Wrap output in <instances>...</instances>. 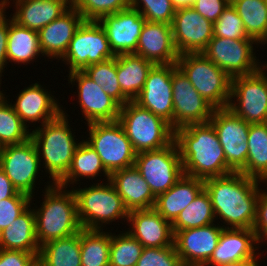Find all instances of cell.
Returning <instances> with one entry per match:
<instances>
[{"instance_id":"34","label":"cell","mask_w":267,"mask_h":266,"mask_svg":"<svg viewBox=\"0 0 267 266\" xmlns=\"http://www.w3.org/2000/svg\"><path fill=\"white\" fill-rule=\"evenodd\" d=\"M101 171L107 176V181L110 180V174L103 166L98 153L83 140L75 150L67 173L56 184L67 188L69 182H77L79 181L77 178L82 176L93 179Z\"/></svg>"},{"instance_id":"24","label":"cell","mask_w":267,"mask_h":266,"mask_svg":"<svg viewBox=\"0 0 267 266\" xmlns=\"http://www.w3.org/2000/svg\"><path fill=\"white\" fill-rule=\"evenodd\" d=\"M83 21L82 14L71 6L57 19L44 26L38 31L42 55L61 59L66 53L75 31Z\"/></svg>"},{"instance_id":"22","label":"cell","mask_w":267,"mask_h":266,"mask_svg":"<svg viewBox=\"0 0 267 266\" xmlns=\"http://www.w3.org/2000/svg\"><path fill=\"white\" fill-rule=\"evenodd\" d=\"M259 242L253 229L224 228L214 252L204 266L256 259L257 247L254 244Z\"/></svg>"},{"instance_id":"5","label":"cell","mask_w":267,"mask_h":266,"mask_svg":"<svg viewBox=\"0 0 267 266\" xmlns=\"http://www.w3.org/2000/svg\"><path fill=\"white\" fill-rule=\"evenodd\" d=\"M117 120L136 153L164 148L175 139V131L168 122L135 101L121 106Z\"/></svg>"},{"instance_id":"20","label":"cell","mask_w":267,"mask_h":266,"mask_svg":"<svg viewBox=\"0 0 267 266\" xmlns=\"http://www.w3.org/2000/svg\"><path fill=\"white\" fill-rule=\"evenodd\" d=\"M190 228L174 233V245L181 262L205 264L214 252L224 228L214 226Z\"/></svg>"},{"instance_id":"33","label":"cell","mask_w":267,"mask_h":266,"mask_svg":"<svg viewBox=\"0 0 267 266\" xmlns=\"http://www.w3.org/2000/svg\"><path fill=\"white\" fill-rule=\"evenodd\" d=\"M42 54L37 31L18 25L9 19L7 59L9 62L28 63Z\"/></svg>"},{"instance_id":"15","label":"cell","mask_w":267,"mask_h":266,"mask_svg":"<svg viewBox=\"0 0 267 266\" xmlns=\"http://www.w3.org/2000/svg\"><path fill=\"white\" fill-rule=\"evenodd\" d=\"M40 158L34 142L29 138L21 144L6 145L0 148V168L5 172L18 192L33 197Z\"/></svg>"},{"instance_id":"36","label":"cell","mask_w":267,"mask_h":266,"mask_svg":"<svg viewBox=\"0 0 267 266\" xmlns=\"http://www.w3.org/2000/svg\"><path fill=\"white\" fill-rule=\"evenodd\" d=\"M111 234L81 230V266H109Z\"/></svg>"},{"instance_id":"29","label":"cell","mask_w":267,"mask_h":266,"mask_svg":"<svg viewBox=\"0 0 267 266\" xmlns=\"http://www.w3.org/2000/svg\"><path fill=\"white\" fill-rule=\"evenodd\" d=\"M0 249L26 251L39 256L40 245L36 238L33 209L28 207L10 226L0 232Z\"/></svg>"},{"instance_id":"1","label":"cell","mask_w":267,"mask_h":266,"mask_svg":"<svg viewBox=\"0 0 267 266\" xmlns=\"http://www.w3.org/2000/svg\"><path fill=\"white\" fill-rule=\"evenodd\" d=\"M260 182L241 172L204 180V189L211 199L215 219L218 216L222 218L231 226L227 228L253 229Z\"/></svg>"},{"instance_id":"12","label":"cell","mask_w":267,"mask_h":266,"mask_svg":"<svg viewBox=\"0 0 267 266\" xmlns=\"http://www.w3.org/2000/svg\"><path fill=\"white\" fill-rule=\"evenodd\" d=\"M173 92V124L171 128H179L209 122L214 107L207 102L193 87L188 77L172 63Z\"/></svg>"},{"instance_id":"40","label":"cell","mask_w":267,"mask_h":266,"mask_svg":"<svg viewBox=\"0 0 267 266\" xmlns=\"http://www.w3.org/2000/svg\"><path fill=\"white\" fill-rule=\"evenodd\" d=\"M143 248L129 232L111 235L109 266H136Z\"/></svg>"},{"instance_id":"16","label":"cell","mask_w":267,"mask_h":266,"mask_svg":"<svg viewBox=\"0 0 267 266\" xmlns=\"http://www.w3.org/2000/svg\"><path fill=\"white\" fill-rule=\"evenodd\" d=\"M171 26L179 55L202 53L213 37V23L192 7L176 9Z\"/></svg>"},{"instance_id":"47","label":"cell","mask_w":267,"mask_h":266,"mask_svg":"<svg viewBox=\"0 0 267 266\" xmlns=\"http://www.w3.org/2000/svg\"><path fill=\"white\" fill-rule=\"evenodd\" d=\"M230 0H194L192 8L207 20L215 23Z\"/></svg>"},{"instance_id":"50","label":"cell","mask_w":267,"mask_h":266,"mask_svg":"<svg viewBox=\"0 0 267 266\" xmlns=\"http://www.w3.org/2000/svg\"><path fill=\"white\" fill-rule=\"evenodd\" d=\"M18 193L5 172L0 168V201L14 197Z\"/></svg>"},{"instance_id":"43","label":"cell","mask_w":267,"mask_h":266,"mask_svg":"<svg viewBox=\"0 0 267 266\" xmlns=\"http://www.w3.org/2000/svg\"><path fill=\"white\" fill-rule=\"evenodd\" d=\"M140 3H143L142 9ZM130 7L138 10L148 22L166 24H172L176 12L171 0H130Z\"/></svg>"},{"instance_id":"53","label":"cell","mask_w":267,"mask_h":266,"mask_svg":"<svg viewBox=\"0 0 267 266\" xmlns=\"http://www.w3.org/2000/svg\"><path fill=\"white\" fill-rule=\"evenodd\" d=\"M9 3H10L9 0H1V2H0V15L5 11V8L7 5H9Z\"/></svg>"},{"instance_id":"13","label":"cell","mask_w":267,"mask_h":266,"mask_svg":"<svg viewBox=\"0 0 267 266\" xmlns=\"http://www.w3.org/2000/svg\"><path fill=\"white\" fill-rule=\"evenodd\" d=\"M209 122L213 125L224 150L227 166L240 172L248 156V133L250 123L235 115L228 107L214 109Z\"/></svg>"},{"instance_id":"14","label":"cell","mask_w":267,"mask_h":266,"mask_svg":"<svg viewBox=\"0 0 267 266\" xmlns=\"http://www.w3.org/2000/svg\"><path fill=\"white\" fill-rule=\"evenodd\" d=\"M254 42L257 44L254 39L235 40L213 36L202 54L231 78L249 75L261 68L253 54Z\"/></svg>"},{"instance_id":"7","label":"cell","mask_w":267,"mask_h":266,"mask_svg":"<svg viewBox=\"0 0 267 266\" xmlns=\"http://www.w3.org/2000/svg\"><path fill=\"white\" fill-rule=\"evenodd\" d=\"M176 64L215 109L228 107L232 78L225 71L202 53L181 54Z\"/></svg>"},{"instance_id":"21","label":"cell","mask_w":267,"mask_h":266,"mask_svg":"<svg viewBox=\"0 0 267 266\" xmlns=\"http://www.w3.org/2000/svg\"><path fill=\"white\" fill-rule=\"evenodd\" d=\"M134 54L154 65L177 63L179 53L174 45L171 24L146 21Z\"/></svg>"},{"instance_id":"49","label":"cell","mask_w":267,"mask_h":266,"mask_svg":"<svg viewBox=\"0 0 267 266\" xmlns=\"http://www.w3.org/2000/svg\"><path fill=\"white\" fill-rule=\"evenodd\" d=\"M5 11L0 15V77L8 62L7 59V43L9 32V19H6ZM1 80V79H0ZM1 82V81H0Z\"/></svg>"},{"instance_id":"10","label":"cell","mask_w":267,"mask_h":266,"mask_svg":"<svg viewBox=\"0 0 267 266\" xmlns=\"http://www.w3.org/2000/svg\"><path fill=\"white\" fill-rule=\"evenodd\" d=\"M265 65H261L263 68L255 73L231 79L228 108L250 124L267 123V74L264 72L267 64ZM234 97L238 104L232 103Z\"/></svg>"},{"instance_id":"52","label":"cell","mask_w":267,"mask_h":266,"mask_svg":"<svg viewBox=\"0 0 267 266\" xmlns=\"http://www.w3.org/2000/svg\"><path fill=\"white\" fill-rule=\"evenodd\" d=\"M173 6L178 8L192 7L194 0H171Z\"/></svg>"},{"instance_id":"8","label":"cell","mask_w":267,"mask_h":266,"mask_svg":"<svg viewBox=\"0 0 267 266\" xmlns=\"http://www.w3.org/2000/svg\"><path fill=\"white\" fill-rule=\"evenodd\" d=\"M87 124L90 137L86 142L98 153L110 175L134 166L136 152L118 120Z\"/></svg>"},{"instance_id":"26","label":"cell","mask_w":267,"mask_h":266,"mask_svg":"<svg viewBox=\"0 0 267 266\" xmlns=\"http://www.w3.org/2000/svg\"><path fill=\"white\" fill-rule=\"evenodd\" d=\"M110 181L129 212L154 207L156 197L135 166L113 172Z\"/></svg>"},{"instance_id":"25","label":"cell","mask_w":267,"mask_h":266,"mask_svg":"<svg viewBox=\"0 0 267 266\" xmlns=\"http://www.w3.org/2000/svg\"><path fill=\"white\" fill-rule=\"evenodd\" d=\"M53 97L35 83L20 92L12 107L26 127V122H37L41 119L43 125L56 119L63 111Z\"/></svg>"},{"instance_id":"39","label":"cell","mask_w":267,"mask_h":266,"mask_svg":"<svg viewBox=\"0 0 267 266\" xmlns=\"http://www.w3.org/2000/svg\"><path fill=\"white\" fill-rule=\"evenodd\" d=\"M4 95L0 91V148L26 142L31 133L14 111L12 104L5 100Z\"/></svg>"},{"instance_id":"31","label":"cell","mask_w":267,"mask_h":266,"mask_svg":"<svg viewBox=\"0 0 267 266\" xmlns=\"http://www.w3.org/2000/svg\"><path fill=\"white\" fill-rule=\"evenodd\" d=\"M38 266H81V231L40 246Z\"/></svg>"},{"instance_id":"6","label":"cell","mask_w":267,"mask_h":266,"mask_svg":"<svg viewBox=\"0 0 267 266\" xmlns=\"http://www.w3.org/2000/svg\"><path fill=\"white\" fill-rule=\"evenodd\" d=\"M107 184L73 190L77 200L78 219L83 229L101 230L103 223L128 219L129 211L110 180ZM101 222V224H100Z\"/></svg>"},{"instance_id":"27","label":"cell","mask_w":267,"mask_h":266,"mask_svg":"<svg viewBox=\"0 0 267 266\" xmlns=\"http://www.w3.org/2000/svg\"><path fill=\"white\" fill-rule=\"evenodd\" d=\"M16 11L12 16L18 25L34 31L57 19L71 6V0H15Z\"/></svg>"},{"instance_id":"37","label":"cell","mask_w":267,"mask_h":266,"mask_svg":"<svg viewBox=\"0 0 267 266\" xmlns=\"http://www.w3.org/2000/svg\"><path fill=\"white\" fill-rule=\"evenodd\" d=\"M214 212L209 194L203 189L199 195L172 223V231L186 230L210 225L214 222Z\"/></svg>"},{"instance_id":"2","label":"cell","mask_w":267,"mask_h":266,"mask_svg":"<svg viewBox=\"0 0 267 266\" xmlns=\"http://www.w3.org/2000/svg\"><path fill=\"white\" fill-rule=\"evenodd\" d=\"M174 140L185 175L206 180L233 172L227 166L224 150L210 122L179 128Z\"/></svg>"},{"instance_id":"3","label":"cell","mask_w":267,"mask_h":266,"mask_svg":"<svg viewBox=\"0 0 267 266\" xmlns=\"http://www.w3.org/2000/svg\"><path fill=\"white\" fill-rule=\"evenodd\" d=\"M54 184L45 189V199L35 213L36 238L40 246L48 241L80 232L77 200L73 190ZM67 191V192H66Z\"/></svg>"},{"instance_id":"23","label":"cell","mask_w":267,"mask_h":266,"mask_svg":"<svg viewBox=\"0 0 267 266\" xmlns=\"http://www.w3.org/2000/svg\"><path fill=\"white\" fill-rule=\"evenodd\" d=\"M132 229L128 231L144 248L167 247L174 244L172 224L165 220L154 208L129 212L127 222Z\"/></svg>"},{"instance_id":"30","label":"cell","mask_w":267,"mask_h":266,"mask_svg":"<svg viewBox=\"0 0 267 266\" xmlns=\"http://www.w3.org/2000/svg\"><path fill=\"white\" fill-rule=\"evenodd\" d=\"M153 63L135 54L117 55V77L122 93L134 101L143 89Z\"/></svg>"},{"instance_id":"51","label":"cell","mask_w":267,"mask_h":266,"mask_svg":"<svg viewBox=\"0 0 267 266\" xmlns=\"http://www.w3.org/2000/svg\"><path fill=\"white\" fill-rule=\"evenodd\" d=\"M257 261L258 259H249V260H244V261H239V262L222 264L219 266H260Z\"/></svg>"},{"instance_id":"9","label":"cell","mask_w":267,"mask_h":266,"mask_svg":"<svg viewBox=\"0 0 267 266\" xmlns=\"http://www.w3.org/2000/svg\"><path fill=\"white\" fill-rule=\"evenodd\" d=\"M134 166L155 197L169 190L184 175L175 140L164 148L136 153Z\"/></svg>"},{"instance_id":"41","label":"cell","mask_w":267,"mask_h":266,"mask_svg":"<svg viewBox=\"0 0 267 266\" xmlns=\"http://www.w3.org/2000/svg\"><path fill=\"white\" fill-rule=\"evenodd\" d=\"M84 21H98L105 15H111L130 7V0H71Z\"/></svg>"},{"instance_id":"38","label":"cell","mask_w":267,"mask_h":266,"mask_svg":"<svg viewBox=\"0 0 267 266\" xmlns=\"http://www.w3.org/2000/svg\"><path fill=\"white\" fill-rule=\"evenodd\" d=\"M103 91L113 98L120 106L130 100L122 93L117 77V56L106 61L92 64L82 70Z\"/></svg>"},{"instance_id":"46","label":"cell","mask_w":267,"mask_h":266,"mask_svg":"<svg viewBox=\"0 0 267 266\" xmlns=\"http://www.w3.org/2000/svg\"><path fill=\"white\" fill-rule=\"evenodd\" d=\"M0 266H38V257L26 251L0 249Z\"/></svg>"},{"instance_id":"42","label":"cell","mask_w":267,"mask_h":266,"mask_svg":"<svg viewBox=\"0 0 267 266\" xmlns=\"http://www.w3.org/2000/svg\"><path fill=\"white\" fill-rule=\"evenodd\" d=\"M213 36L235 40L253 39L247 35L243 21L231 3L223 10L217 21L213 23Z\"/></svg>"},{"instance_id":"4","label":"cell","mask_w":267,"mask_h":266,"mask_svg":"<svg viewBox=\"0 0 267 266\" xmlns=\"http://www.w3.org/2000/svg\"><path fill=\"white\" fill-rule=\"evenodd\" d=\"M41 126L30 133V138L39 158H44L43 164L53 180L52 184H56L70 168L79 143L75 142L64 111L56 119Z\"/></svg>"},{"instance_id":"45","label":"cell","mask_w":267,"mask_h":266,"mask_svg":"<svg viewBox=\"0 0 267 266\" xmlns=\"http://www.w3.org/2000/svg\"><path fill=\"white\" fill-rule=\"evenodd\" d=\"M31 199V196L18 192L14 197L0 201V232L30 207Z\"/></svg>"},{"instance_id":"19","label":"cell","mask_w":267,"mask_h":266,"mask_svg":"<svg viewBox=\"0 0 267 266\" xmlns=\"http://www.w3.org/2000/svg\"><path fill=\"white\" fill-rule=\"evenodd\" d=\"M69 80L78 83L79 105L88 123L116 121L121 106L82 70L69 72Z\"/></svg>"},{"instance_id":"35","label":"cell","mask_w":267,"mask_h":266,"mask_svg":"<svg viewBox=\"0 0 267 266\" xmlns=\"http://www.w3.org/2000/svg\"><path fill=\"white\" fill-rule=\"evenodd\" d=\"M247 35L257 43L267 40V0H230Z\"/></svg>"},{"instance_id":"11","label":"cell","mask_w":267,"mask_h":266,"mask_svg":"<svg viewBox=\"0 0 267 266\" xmlns=\"http://www.w3.org/2000/svg\"><path fill=\"white\" fill-rule=\"evenodd\" d=\"M114 57L116 56L100 23L83 21L75 31L62 61L68 62L69 72H72Z\"/></svg>"},{"instance_id":"18","label":"cell","mask_w":267,"mask_h":266,"mask_svg":"<svg viewBox=\"0 0 267 266\" xmlns=\"http://www.w3.org/2000/svg\"><path fill=\"white\" fill-rule=\"evenodd\" d=\"M106 32L115 56L134 54L146 19L134 8L128 7L98 20Z\"/></svg>"},{"instance_id":"48","label":"cell","mask_w":267,"mask_h":266,"mask_svg":"<svg viewBox=\"0 0 267 266\" xmlns=\"http://www.w3.org/2000/svg\"><path fill=\"white\" fill-rule=\"evenodd\" d=\"M253 231L256 233L260 242L263 238L267 239V192L261 191L259 193L256 220L253 226Z\"/></svg>"},{"instance_id":"28","label":"cell","mask_w":267,"mask_h":266,"mask_svg":"<svg viewBox=\"0 0 267 266\" xmlns=\"http://www.w3.org/2000/svg\"><path fill=\"white\" fill-rule=\"evenodd\" d=\"M204 189V180L183 175L169 190L156 197L154 209L171 224Z\"/></svg>"},{"instance_id":"32","label":"cell","mask_w":267,"mask_h":266,"mask_svg":"<svg viewBox=\"0 0 267 266\" xmlns=\"http://www.w3.org/2000/svg\"><path fill=\"white\" fill-rule=\"evenodd\" d=\"M246 165L240 171L247 177L267 181V123L250 124Z\"/></svg>"},{"instance_id":"54","label":"cell","mask_w":267,"mask_h":266,"mask_svg":"<svg viewBox=\"0 0 267 266\" xmlns=\"http://www.w3.org/2000/svg\"><path fill=\"white\" fill-rule=\"evenodd\" d=\"M178 266H204L203 264L198 263H186V262H180Z\"/></svg>"},{"instance_id":"17","label":"cell","mask_w":267,"mask_h":266,"mask_svg":"<svg viewBox=\"0 0 267 266\" xmlns=\"http://www.w3.org/2000/svg\"><path fill=\"white\" fill-rule=\"evenodd\" d=\"M170 125L173 124L172 64L154 65L134 100Z\"/></svg>"},{"instance_id":"44","label":"cell","mask_w":267,"mask_h":266,"mask_svg":"<svg viewBox=\"0 0 267 266\" xmlns=\"http://www.w3.org/2000/svg\"><path fill=\"white\" fill-rule=\"evenodd\" d=\"M181 260L175 245L143 248L136 266H178Z\"/></svg>"}]
</instances>
